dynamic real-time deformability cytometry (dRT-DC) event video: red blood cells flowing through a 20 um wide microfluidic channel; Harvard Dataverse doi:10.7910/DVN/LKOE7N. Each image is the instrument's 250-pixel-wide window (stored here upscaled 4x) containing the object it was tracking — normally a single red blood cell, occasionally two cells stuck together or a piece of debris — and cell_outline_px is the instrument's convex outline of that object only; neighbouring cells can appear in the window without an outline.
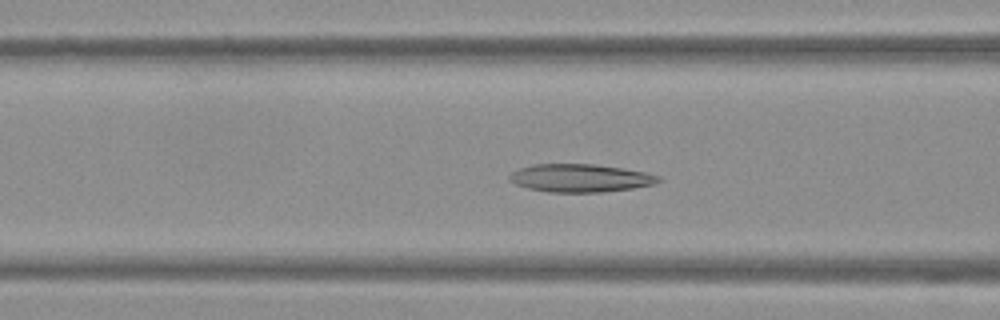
{"species": "Egyptian fruit bat (a non-hibernating species)", "species_latin": "Rousettus aegyptiacus", "temperature_condition": "warm", "stored_images_in_passage": 49, "camera_frame_rate_fps": 3000, "um_per_image_px": 0.085, "frame": {"image": 1, "passage_image": 17, "time_ms": 5.333, "image_size_px": [1000, 320], "cell_outline_px": [[664, 180], [652, 184], [632, 188], [600, 192], [548, 192], [528, 188], [516, 184], [508, 180], [508, 176], [512, 172], [520, 168], [532, 164], [592, 164], [624, 168], [644, 172], [660, 176]], "centroid_in_image_um": [49.31, 15.13], "position_along_channel_um": 117.3, "area_um2": 24.28}}
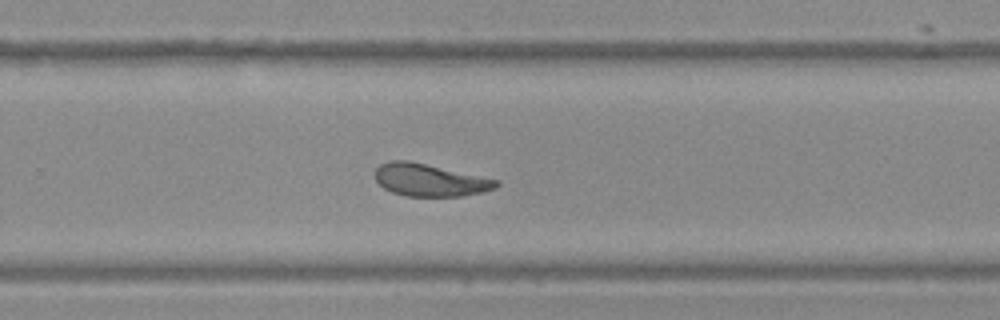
{"frame": {"image": 2, "passage_image": 31, "time_ms": 10.0, "image_size_px": [1000, 320], "cell_outline_px": [[500, 184], [496, 188], [464, 196], [408, 196], [392, 192], [384, 188], [372, 176], [372, 172], [380, 164], [388, 160], [408, 160], [500, 180]], "centroid_in_image_um": [36.49, 15.29], "position_along_channel_um": 293.3, "area_um2": 23.06}}
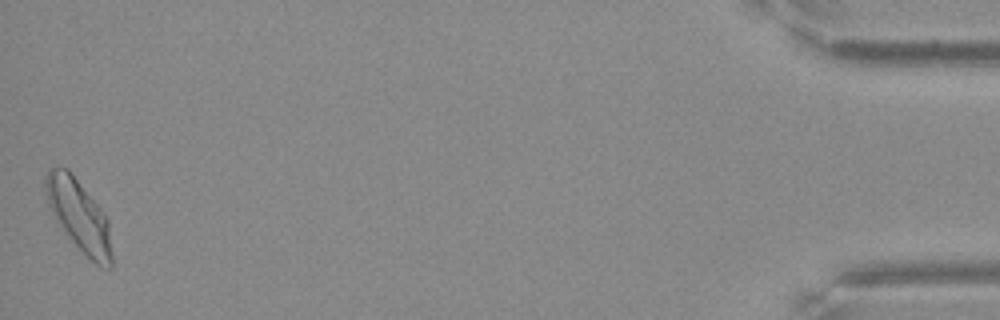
{"frame": {"image": 3, "passage_image": 49, "time_ms": 16.0, "image_size_px": [1000, 320], "cell_outline_px": [[112, 268], [100, 268], [68, 236], [56, 220], [48, 204], [44, 192], [44, 180], [48, 168], [68, 168], [100, 208], [108, 220], [112, 252]], "centroid_in_image_um": [6.71, 18.31], "position_along_channel_um": 428.5, "area_um2": 27.28}, "authors_computed_cell_mechanics": {"area_um2": 24.276, "velocity_mm_per_s": 3.7744, "shape_relaxation_time_tau1_ms": null, "shape_relaxation_time_tau2_ms": 3.1167, "deformation_change_tau1": null, "deformation_change_tau2": 0.0994}}